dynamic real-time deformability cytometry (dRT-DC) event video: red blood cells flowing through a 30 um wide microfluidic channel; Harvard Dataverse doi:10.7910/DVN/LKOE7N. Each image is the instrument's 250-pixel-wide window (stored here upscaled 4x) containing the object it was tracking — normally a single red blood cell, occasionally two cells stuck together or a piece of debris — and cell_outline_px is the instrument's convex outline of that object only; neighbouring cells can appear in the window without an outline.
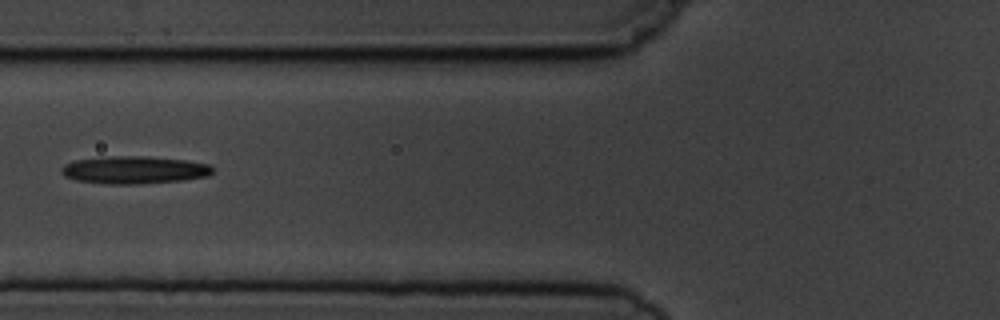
{"species": "common noctule bat (a hibernating species)", "species_latin": "Nyctalus noctula", "temperature_condition": "cold", "stored_images_in_passage": 3, "camera_frame_rate_fps": 3000, "um_per_image_px": 0.085, "animal": {"sex": "male", "body_mass_g": 19.5, "forearm_length_mm": 54.6}, "frame": {"image": 1, "passage_image": 2, "time_ms": 1.333, "image_size_px": [1000, 320], "cell_outline_px": [[212, 172], [208, 176], [180, 180], [136, 184], [108, 184], [76, 180], [64, 176], [60, 172], [60, 168], [64, 164], [76, 160], [108, 156], [144, 156], [188, 160], [208, 164], [212, 168]], "centroid_in_image_um": [11.37, 14.44], "position_along_channel_um": 114.4, "area_um2": 24.28}}
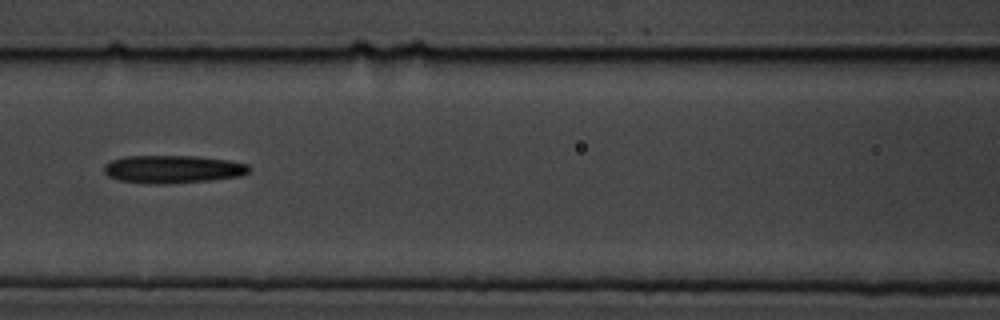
{"frame": {"image": 2, "passage_image": 3, "time_ms": 2.333, "image_size_px": [1000, 320], "cell_outline_px": [[252, 168], [248, 172], [240, 176], [212, 180], [168, 184], [148, 184], [116, 180], [108, 176], [104, 172], [104, 164], [112, 160], [124, 156], [196, 156], [228, 160], [248, 164]], "centroid_in_image_um": [14.67, 14.39], "position_along_channel_um": 151.9, "area_um2": 23.87}}